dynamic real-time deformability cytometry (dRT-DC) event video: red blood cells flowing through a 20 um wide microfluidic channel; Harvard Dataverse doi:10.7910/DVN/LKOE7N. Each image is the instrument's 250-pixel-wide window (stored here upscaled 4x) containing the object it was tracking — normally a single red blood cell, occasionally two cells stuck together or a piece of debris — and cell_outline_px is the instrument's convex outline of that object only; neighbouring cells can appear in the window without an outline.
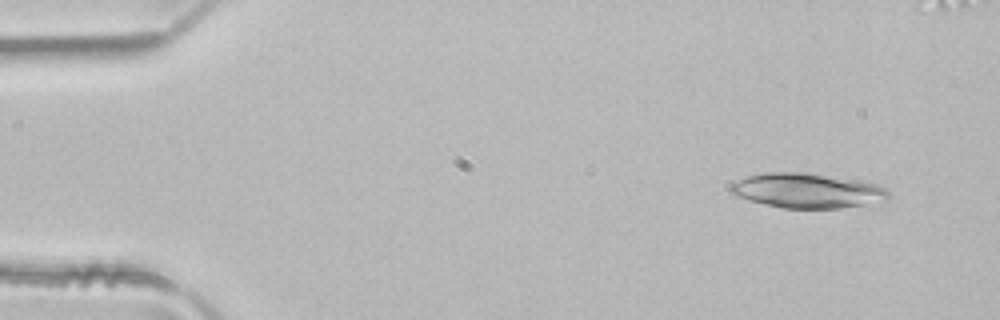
{"species": "common noctule bat (a hibernating species)", "species_latin": "Nyctalus noctula", "temperature_condition": "room temperature", "stored_images_in_passage": 2, "camera_frame_rate_fps": 3000, "um_per_image_px": 0.085, "animal": {"sex": "male", "body_mass_g": 21.5, "forearm_length_mm": 52.0}, "frame": {"image": 1, "passage_image": 2, "time_ms": 0.333, "image_size_px": [1000, 320], "cell_outline_px": [[888, 196], [884, 200], [864, 204], [840, 208], [784, 208], [764, 204], [748, 200], [736, 196], [728, 192], [728, 188], [732, 184], [748, 176], [764, 172], [804, 172], [860, 180], [876, 184], [884, 188], [888, 192]], "centroid_in_image_um": [68.56, 16.19], "position_along_channel_um": 16.4, "area_um2": 31.79}}